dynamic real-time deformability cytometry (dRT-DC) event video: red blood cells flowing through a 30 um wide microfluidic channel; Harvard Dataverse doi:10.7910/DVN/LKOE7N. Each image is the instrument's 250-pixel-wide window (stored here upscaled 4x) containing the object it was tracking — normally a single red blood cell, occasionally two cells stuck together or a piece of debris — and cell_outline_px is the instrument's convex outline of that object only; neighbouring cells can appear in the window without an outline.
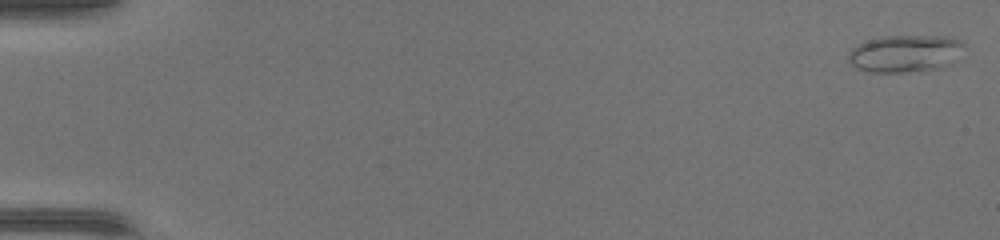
{"species": "common noctule bat (a hibernating species)", "species_latin": "Nyctalus noctula", "temperature_condition": "warm", "stored_images_in_passage": 48, "camera_frame_rate_fps": 3000, "um_per_image_px": 0.085, "animal": {"sex": "female", "body_mass_g": 17.0, "forearm_length_mm": 48.0}, "frame": {"image": 1, "passage_image": 1, "time_ms": 0.0, "image_size_px": [1000, 240], "cell_outline_px": [[964, 44], [956, 60], [952, 64], [940, 68], [900, 72], [868, 72], [856, 68], [848, 60], [848, 56], [852, 48], [864, 40], [880, 36], [952, 36], [960, 40]], "centroid_in_image_um": [76.93, 4.53], "position_along_channel_um": 8.1, "area_um2": 25.32}}
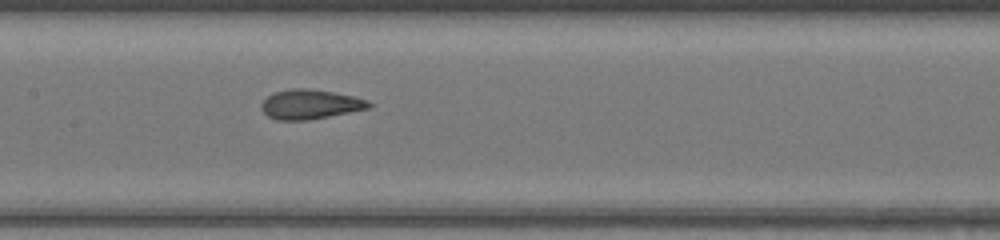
{"frame": {"image": 2, "passage_image": 25, "time_ms": 8.0, "image_size_px": [1000, 240], "cell_outline_px": [[372, 104], [368, 108], [308, 120], [276, 120], [268, 116], [260, 108], [260, 104], [268, 96], [276, 92], [292, 88], [308, 88], [332, 92], [352, 96], [368, 100]], "centroid_in_image_um": [26.32, 8.86], "position_along_channel_um": 181.1, "area_um2": 18.26}}
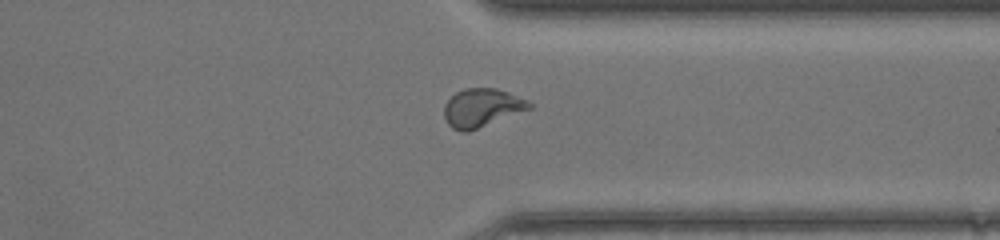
{"frame": {"image": 3, "passage_image": 38, "time_ms": 12.333, "image_size_px": [1000, 240], "cell_outline_px": [[532, 108], [468, 132], [460, 132], [452, 128], [448, 124], [444, 116], [444, 104], [456, 92], [464, 88], [496, 88], [508, 92], [528, 100], [532, 104]], "centroid_in_image_um": [40.95, 9.16], "position_along_channel_um": 370.5, "area_um2": 19.07}, "authors_computed_cell_mechanics": {"area_um2": 18.9873, "velocity_mm_per_s": 4.392, "shape_relaxation_time_tau1_ms": null, "shape_relaxation_time_tau2_ms": 0.8793, "deformation_change_tau1": null, "deformation_change_tau2": 0.0653}}